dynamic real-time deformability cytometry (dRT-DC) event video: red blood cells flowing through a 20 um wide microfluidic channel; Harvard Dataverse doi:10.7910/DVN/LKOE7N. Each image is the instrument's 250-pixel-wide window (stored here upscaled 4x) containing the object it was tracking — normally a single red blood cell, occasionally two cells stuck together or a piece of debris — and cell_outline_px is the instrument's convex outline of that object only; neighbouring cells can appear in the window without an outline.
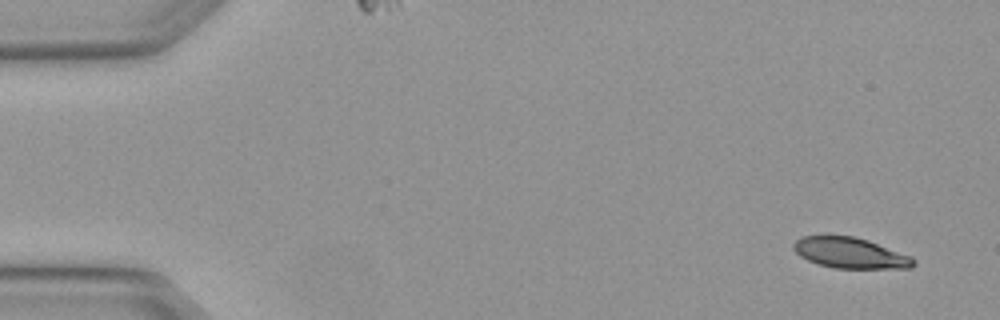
{"species": "Egyptian fruit bat (a non-hibernating species)", "species_latin": "Rousettus aegyptiacus", "temperature_condition": "warm", "stored_images_in_passage": 3, "segment_of_instrument_passage": [2, 2], "camera_frame_rate_fps": 3000, "um_per_image_px": 0.085, "animal": {"sex": "female"}, "frame": {"image": 1, "passage_image": 3, "time_ms": 0.667, "image_size_px": [1000, 320], "cell_outline_px": [[916, 264], [912, 268], [832, 268], [808, 260], [800, 256], [792, 248], [792, 244], [796, 240], [804, 236], [852, 236], [868, 240], [912, 256], [916, 260]], "centroid_in_image_um": [72.3, 21.51], "position_along_channel_um": 12.7, "area_um2": 21.44}}